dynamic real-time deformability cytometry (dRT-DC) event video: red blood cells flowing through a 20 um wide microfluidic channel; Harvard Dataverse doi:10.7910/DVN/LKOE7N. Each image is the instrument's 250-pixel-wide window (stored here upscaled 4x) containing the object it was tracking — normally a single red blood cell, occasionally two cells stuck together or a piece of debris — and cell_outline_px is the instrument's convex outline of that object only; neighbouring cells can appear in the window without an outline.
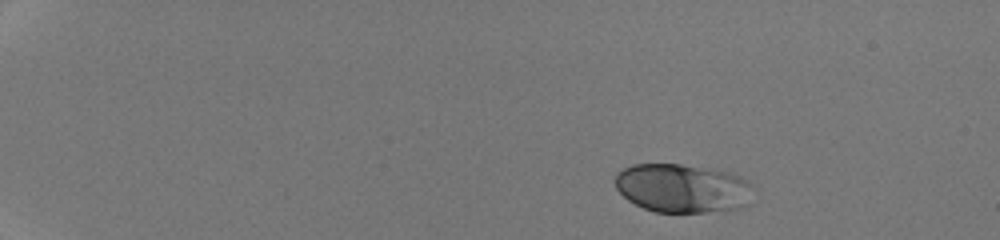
{"species": "human", "species_latin": "Homo sapiens", "temperature_condition": "room temperature", "stored_images_in_passage": 43, "camera_frame_rate_fps": 3000, "um_per_image_px": 0.085, "donor": {"sex": "male"}, "frame": {"image": 1, "passage_image": 1, "time_ms": 0.0, "image_size_px": [1000, 240], "cell_outline_px": [[752, 184], [748, 204], [740, 208], [704, 212], [656, 212], [644, 208], [628, 200], [616, 188], [616, 172], [632, 164], [680, 164], [728, 172], [740, 176], [748, 180]], "centroid_in_image_um": [58.0, 15.99], "position_along_channel_um": 27.0, "area_um2": 39.07}}
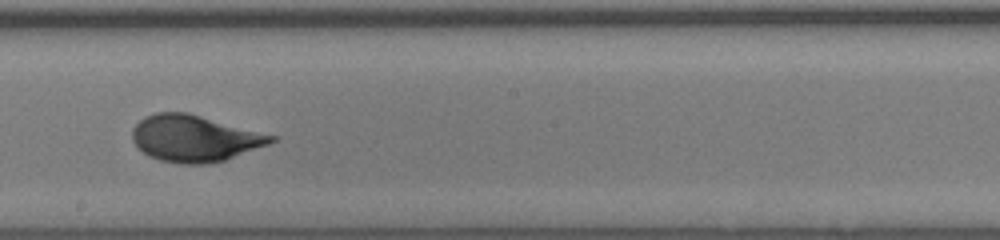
{"frame": {"image": 2, "passage_image": 25, "time_ms": 8.0, "image_size_px": [1000, 240], "cell_outline_px": [[276, 140], [268, 144], [224, 160], [208, 164], [180, 164], [160, 160], [148, 156], [132, 140], [132, 128], [144, 116], [156, 112], [188, 112], [276, 136]], "centroid_in_image_um": [16.5, 11.75], "position_along_channel_um": 231.7, "area_um2": 37.45}}
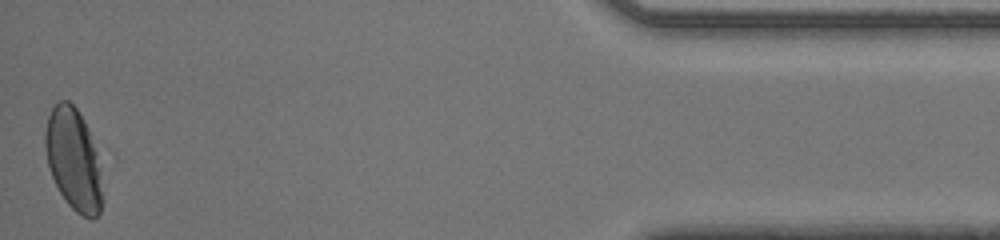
{"frame": {"image": 3, "passage_image": 43, "time_ms": 14.0, "image_size_px": [1000, 240], "cell_outline_px": [[100, 212], [92, 220], [76, 212], [68, 204], [60, 192], [52, 176], [48, 164], [44, 148], [44, 132], [48, 116], [52, 108], [60, 100], [68, 100], [76, 108], [84, 120], [88, 128], [96, 152], [100, 172]], "centroid_in_image_um": [6.21, 13.52], "position_along_channel_um": 429.0, "area_um2": 33.41}, "authors_computed_cell_mechanics": {"area_um2": 37.1654, "velocity_mm_per_s": 4.2995, "shape_relaxation_time_tau1_ms": 2.4582, "shape_relaxation_time_tau2_ms": null, "deformation_change_tau1": 0.1394, "deformation_change_tau2": null}}